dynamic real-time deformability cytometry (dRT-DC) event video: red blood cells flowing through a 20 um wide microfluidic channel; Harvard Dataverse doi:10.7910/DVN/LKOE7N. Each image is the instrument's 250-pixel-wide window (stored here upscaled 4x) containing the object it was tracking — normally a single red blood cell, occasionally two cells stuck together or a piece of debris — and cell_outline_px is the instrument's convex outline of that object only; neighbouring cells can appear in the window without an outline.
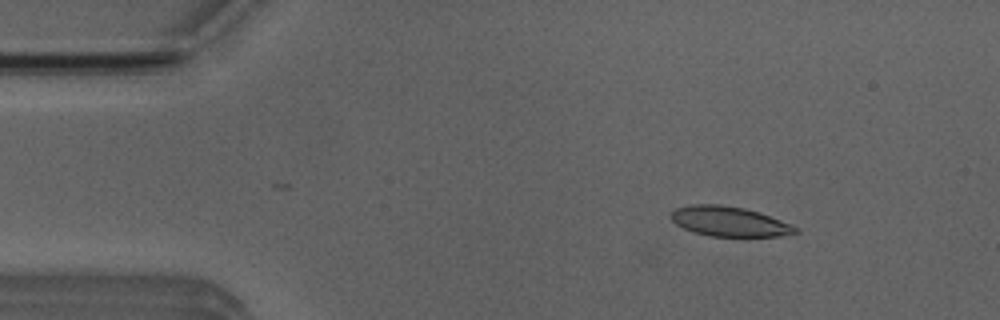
{"species": "Egyptian fruit bat (a non-hibernating species)", "species_latin": "Rousettus aegyptiacus", "temperature_condition": "room temperature", "stored_images_in_passage": 4, "camera_frame_rate_fps": 3000, "um_per_image_px": 0.085, "animal": {"sex": "male"}, "frame": {"image": 1, "passage_image": 2, "time_ms": 1.333, "image_size_px": [1000, 320], "cell_outline_px": [[800, 232], [780, 236], [708, 236], [692, 232], [676, 224], [668, 216], [676, 208], [696, 204], [720, 204], [744, 208], [792, 224], [800, 228]], "centroid_in_image_um": [61.98, 18.83], "position_along_channel_um": 23.0, "area_um2": 21.62}}